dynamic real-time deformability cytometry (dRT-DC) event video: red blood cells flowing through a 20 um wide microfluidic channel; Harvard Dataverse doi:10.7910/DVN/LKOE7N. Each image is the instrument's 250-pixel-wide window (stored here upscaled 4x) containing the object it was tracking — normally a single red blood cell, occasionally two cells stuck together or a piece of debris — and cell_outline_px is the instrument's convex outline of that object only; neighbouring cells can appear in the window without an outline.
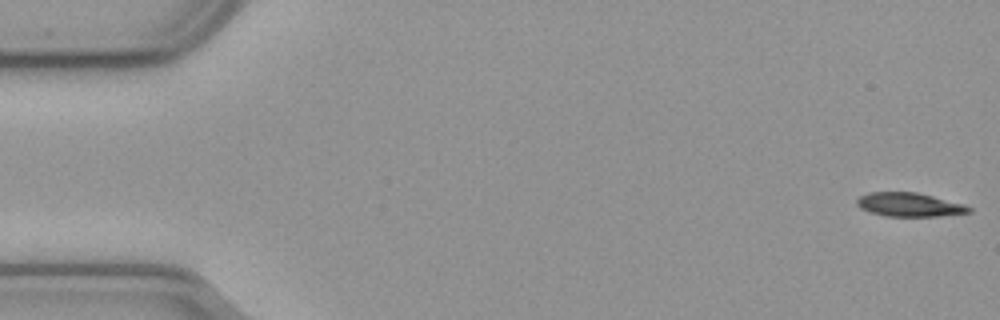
{"species": "common noctule bat (a hibernating species)", "species_latin": "Nyctalus noctula", "temperature_condition": "cold", "stored_images_in_passage": 17, "camera_frame_rate_fps": 3000, "um_per_image_px": 0.085, "animal": {"sex": "male", "body_mass_g": 23.1, "forearm_length_mm": 52.7}, "frame": {"image": 1, "passage_image": 1, "time_ms": 0.0, "image_size_px": [1000, 320], "cell_outline_px": [[972, 212], [940, 216], [888, 216], [872, 212], [860, 208], [856, 204], [856, 200], [860, 196], [868, 192], [916, 192], [964, 204], [972, 208]], "centroid_in_image_um": [77.3, 17.39], "position_along_channel_um": 7.7, "area_um2": 15.43}}
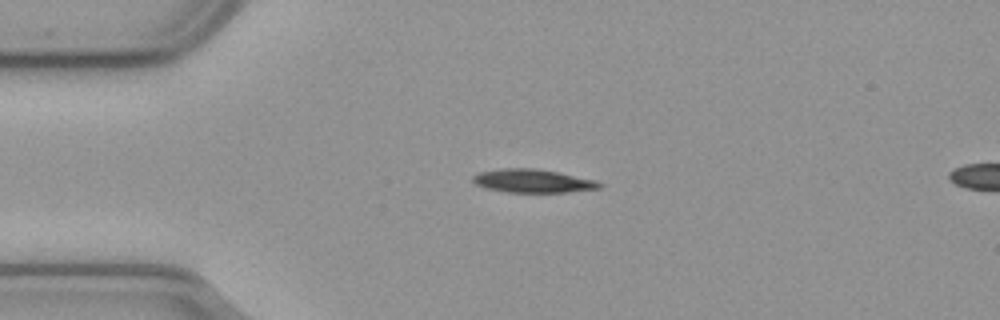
{"frame": {"image": 2, "passage_image": 13, "time_ms": 4.0, "image_size_px": [1000, 320], "cell_outline_px": [[604, 184], [600, 188], [568, 192], [508, 192], [484, 188], [476, 184], [472, 180], [472, 176], [480, 172], [500, 168], [536, 168], [560, 172], [596, 180]], "centroid_in_image_um": [45.3, 15.37], "position_along_channel_um": 39.7, "area_um2": 17.4}}